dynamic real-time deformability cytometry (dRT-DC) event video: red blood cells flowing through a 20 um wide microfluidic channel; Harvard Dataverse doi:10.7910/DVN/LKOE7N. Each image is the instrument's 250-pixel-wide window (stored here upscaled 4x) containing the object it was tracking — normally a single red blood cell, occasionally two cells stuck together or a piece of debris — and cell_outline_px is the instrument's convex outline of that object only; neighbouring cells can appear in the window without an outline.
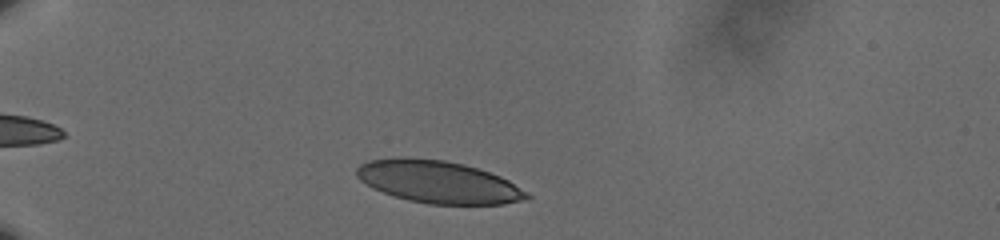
{"species": "human", "species_latin": "Homo sapiens", "temperature_condition": "cold", "stored_images_in_passage": 40, "camera_frame_rate_fps": 3000, "um_per_image_px": 0.085, "donor": {"sex": "male"}, "frame": {"image": 1, "passage_image": 4, "time_ms": 1.0, "image_size_px": [1000, 240], "cell_outline_px": [[532, 196], [528, 200], [504, 204], [428, 204], [408, 200], [372, 188], [360, 180], [356, 176], [356, 168], [360, 164], [368, 160], [400, 156], [404, 156], [444, 160], [464, 164], [500, 176], [508, 180], [528, 192]], "centroid_in_image_um": [37.25, 15.45], "position_along_channel_um": 47.8, "area_um2": 42.25}}
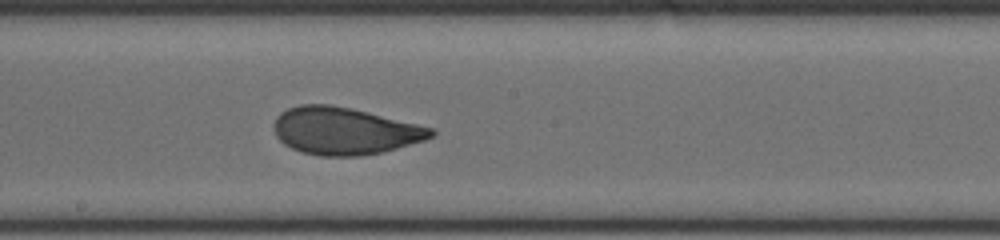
{"frame": {"image": 2, "passage_image": 22, "time_ms": 7.0, "image_size_px": [1000, 240], "cell_outline_px": [[436, 132], [432, 136], [424, 140], [396, 148], [380, 152], [360, 156], [320, 156], [300, 152], [284, 144], [276, 136], [272, 124], [276, 116], [280, 112], [288, 108], [300, 104], [328, 104], [348, 108], [416, 124], [432, 128]], "centroid_in_image_um": [29.2, 11.13], "position_along_channel_um": 219.0, "area_um2": 42.89}}
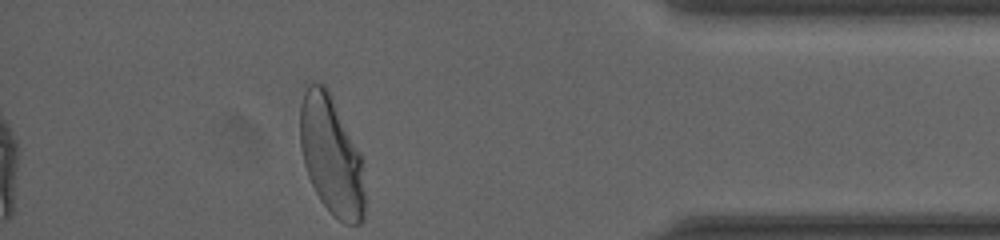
{"frame": {"image": 3, "passage_image": 40, "time_ms": 13.0, "image_size_px": [1000, 240], "cell_outline_px": [[364, 220], [360, 224], [344, 224], [332, 216], [320, 200], [308, 176], [304, 164], [300, 148], [300, 104], [304, 92], [308, 84], [312, 80], [324, 84], [360, 156], [364, 192]], "centroid_in_image_um": [28.12, 13.28], "position_along_channel_um": 407.1, "area_um2": 44.04}, "authors_computed_cell_mechanics": {"area_um2": 43.061, "velocity_mm_per_s": 3.6047, "shape_relaxation_time_tau1_ms": 5.6445, "shape_relaxation_time_tau2_ms": 0.7384, "deformation_change_tau1": 0.1697, "deformation_change_tau2": 0.0675}}